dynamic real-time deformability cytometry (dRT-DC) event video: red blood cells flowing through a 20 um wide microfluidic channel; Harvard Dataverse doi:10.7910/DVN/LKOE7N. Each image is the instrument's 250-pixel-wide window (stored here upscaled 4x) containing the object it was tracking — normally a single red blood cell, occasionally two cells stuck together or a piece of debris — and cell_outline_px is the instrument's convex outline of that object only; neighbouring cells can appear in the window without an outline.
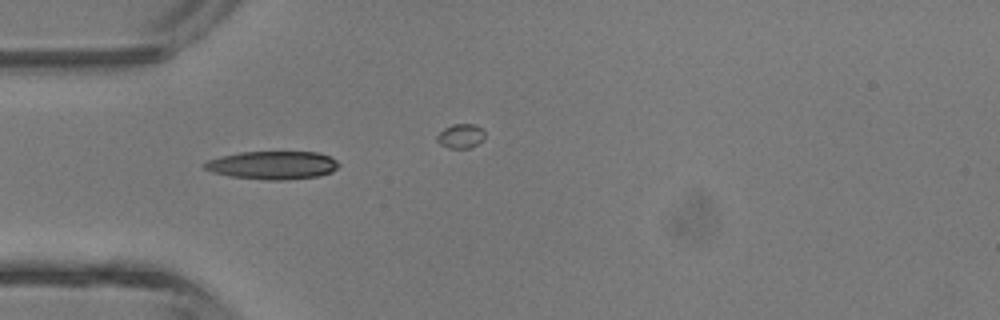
{"species": "common noctule bat (a hibernating species)", "species_latin": "Nyctalus noctula", "temperature_condition": "room temperature", "stored_images_in_passage": 21, "camera_frame_rate_fps": 3000, "um_per_image_px": 0.085, "animal": {"sex": "male", "body_mass_g": 13.3}, "frame": {"image": 1, "passage_image": 1, "time_ms": 0.0, "image_size_px": [1000, 320], "cell_outline_px": [[340, 164], [332, 172], [320, 176], [284, 180], [264, 180], [228, 176], [212, 172], [204, 168], [200, 164], [208, 160], [220, 156], [240, 152], [320, 152], [336, 160]], "centroid_in_image_um": [23.15, 14.04], "position_along_channel_um": 61.9, "area_um2": 22.25}}
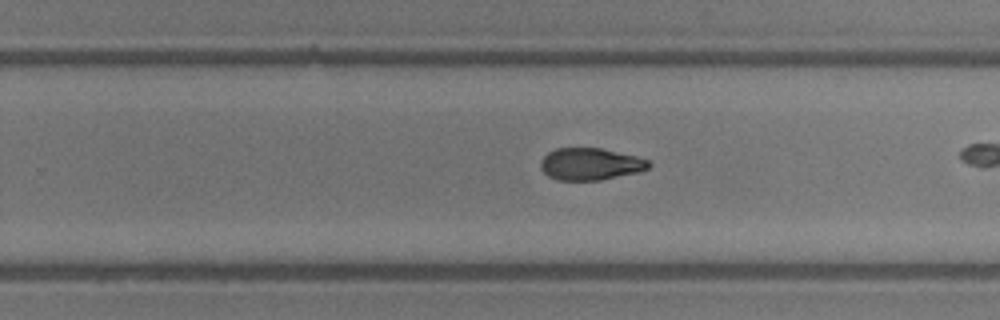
{"frame": {"image": 2, "passage_image": 15, "time_ms": 4.667, "image_size_px": [1000, 320], "cell_outline_px": [[652, 164], [648, 168], [640, 172], [600, 180], [556, 180], [548, 176], [540, 168], [540, 160], [548, 152], [556, 148], [600, 148], [636, 156], [648, 160]], "centroid_in_image_um": [50.17, 13.95], "position_along_channel_um": 279.6, "area_um2": 20.29}}